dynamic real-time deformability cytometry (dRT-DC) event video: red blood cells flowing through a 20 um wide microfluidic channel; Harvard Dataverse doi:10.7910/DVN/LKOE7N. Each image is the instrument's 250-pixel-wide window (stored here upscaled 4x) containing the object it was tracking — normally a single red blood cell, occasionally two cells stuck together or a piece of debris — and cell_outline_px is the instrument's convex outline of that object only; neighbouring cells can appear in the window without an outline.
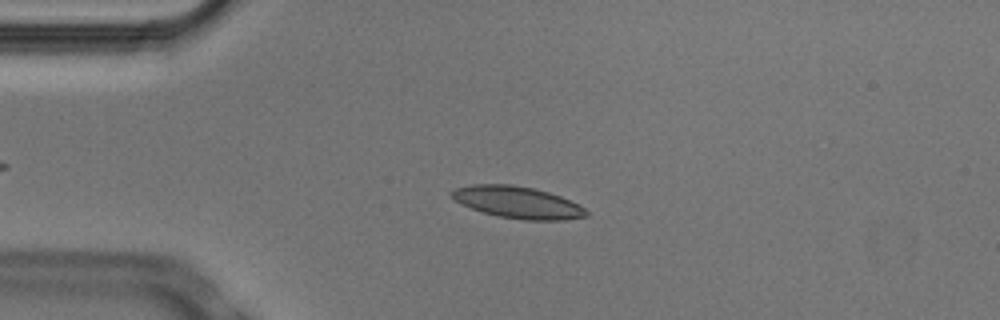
{"species": "Egyptian fruit bat (a non-hibernating species)", "species_latin": "Rousettus aegyptiacus", "temperature_condition": "cold", "stored_images_in_passage": 6, "camera_frame_rate_fps": 3000, "um_per_image_px": 0.085, "animal": {"sex": "male"}, "frame": {"image": 1, "passage_image": 4, "time_ms": 1.0, "image_size_px": [1000, 320], "cell_outline_px": [[588, 216], [564, 220], [524, 220], [500, 216], [484, 212], [460, 204], [448, 192], [456, 188], [472, 184], [512, 184], [532, 188], [548, 192], [560, 196], [584, 208], [588, 212]], "centroid_in_image_um": [43.98, 17.19], "position_along_channel_um": 41.0, "area_um2": 24.74}}